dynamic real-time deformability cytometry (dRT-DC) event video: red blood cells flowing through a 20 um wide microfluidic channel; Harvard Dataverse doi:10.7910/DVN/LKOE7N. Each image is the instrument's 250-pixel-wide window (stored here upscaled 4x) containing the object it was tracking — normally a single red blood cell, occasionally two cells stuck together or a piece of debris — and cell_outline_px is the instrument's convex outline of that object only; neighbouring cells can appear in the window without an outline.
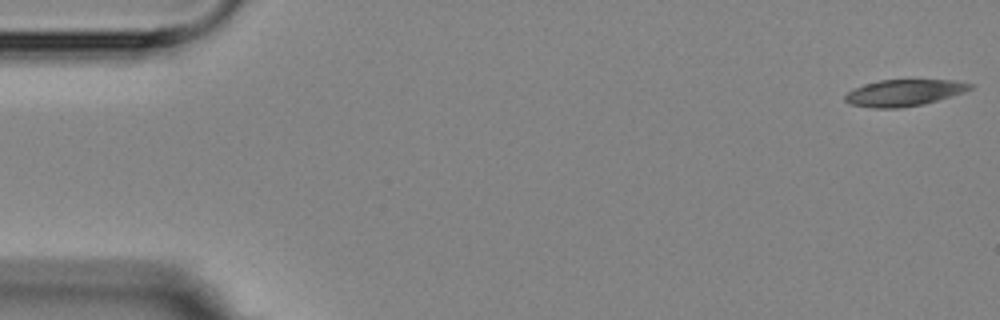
{"species": "Egyptian fruit bat (a non-hibernating species)", "species_latin": "Rousettus aegyptiacus", "temperature_condition": "room temperature", "stored_images_in_passage": 5, "camera_frame_rate_fps": 3000, "um_per_image_px": 0.085, "animal": {"sex": "female"}, "frame": {"image": 1, "passage_image": 1, "time_ms": 0.0, "image_size_px": [1000, 320], "cell_outline_px": [[972, 88], [964, 92], [924, 104], [900, 108], [872, 108], [852, 104], [844, 100], [844, 96], [852, 88], [864, 84], [880, 80], [956, 80], [972, 84]], "centroid_in_image_um": [76.82, 7.88], "position_along_channel_um": 8.2, "area_um2": 19.31}}
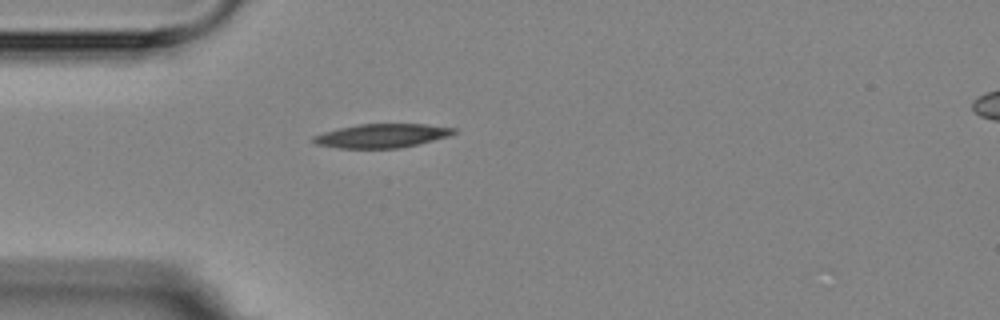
{"frame": {"image": 2, "passage_image": 5, "time_ms": 4.667, "image_size_px": [1000, 320], "cell_outline_px": [[456, 132], [448, 136], [400, 148], [340, 148], [316, 144], [312, 140], [312, 136], [324, 132], [340, 128], [360, 124], [424, 124], [456, 128]], "centroid_in_image_um": [32.44, 11.53], "position_along_channel_um": 52.6, "area_um2": 19.25}}